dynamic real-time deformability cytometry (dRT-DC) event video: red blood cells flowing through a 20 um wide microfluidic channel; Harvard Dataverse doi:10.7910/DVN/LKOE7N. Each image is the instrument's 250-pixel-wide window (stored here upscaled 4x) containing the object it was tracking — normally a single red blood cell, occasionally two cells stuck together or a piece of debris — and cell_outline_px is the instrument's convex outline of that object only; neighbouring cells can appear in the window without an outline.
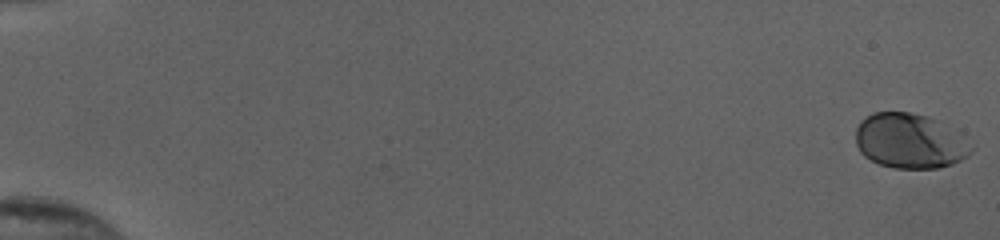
{"species": "human", "species_latin": "Homo sapiens", "temperature_condition": "cold", "stored_images_in_passage": 55, "camera_frame_rate_fps": 3000, "um_per_image_px": 0.085, "donor": {"sex": "female"}, "frame": {"image": 1, "passage_image": 1, "time_ms": 0.0, "image_size_px": [1000, 240], "cell_outline_px": [[976, 148], [968, 156], [952, 164], [940, 168], [892, 168], [880, 164], [864, 156], [860, 152], [856, 144], [856, 128], [860, 120], [872, 112], [908, 112], [928, 116]], "centroid_in_image_um": [77.27, 12.0], "position_along_channel_um": 7.7, "area_um2": 36.53}}
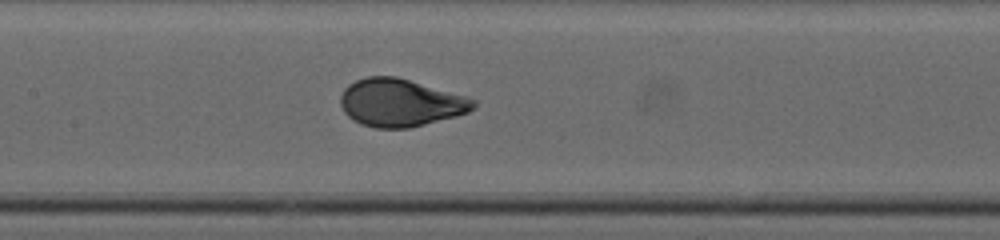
{"frame": {"image": 2, "passage_image": 29, "time_ms": 9.333, "image_size_px": [1000, 240], "cell_outline_px": [[476, 104], [468, 112], [456, 116], [408, 128], [376, 128], [360, 124], [352, 120], [344, 112], [340, 104], [340, 96], [344, 88], [348, 84], [356, 80], [368, 76], [396, 76], [468, 96], [476, 100]], "centroid_in_image_um": [34.01, 8.72], "position_along_channel_um": 173.4, "area_um2": 37.05}}
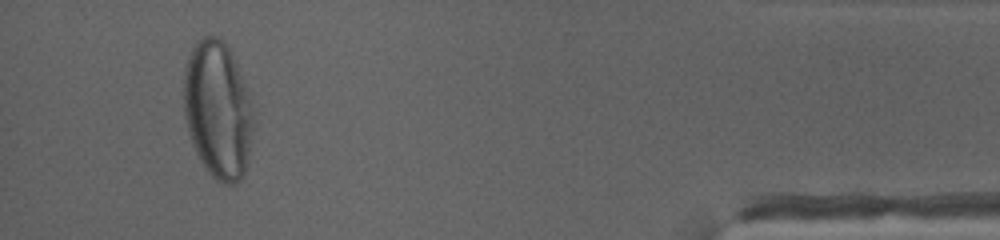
{"frame": {"image": 3, "passage_image": 52, "time_ms": 17.0, "image_size_px": [1000, 240], "cell_outline_px": [[252, 128], [244, 176], [240, 180], [232, 184], [224, 184], [216, 180], [204, 168], [192, 144], [188, 132], [184, 116], [184, 68], [188, 56], [196, 40], [204, 36], [216, 36], [224, 40], [236, 64], [244, 84], [252, 112]], "centroid_in_image_um": [18.46, 9.34], "position_along_channel_um": 416.7, "area_um2": 55.26}, "authors_computed_cell_mechanics": {"area_um2": 36.6452, "velocity_mm_per_s": 3.8738, "shape_relaxation_time_tau1_ms": 3.5481, "shape_relaxation_time_tau2_ms": null, "deformation_change_tau1": 0.1771, "deformation_change_tau2": null}}